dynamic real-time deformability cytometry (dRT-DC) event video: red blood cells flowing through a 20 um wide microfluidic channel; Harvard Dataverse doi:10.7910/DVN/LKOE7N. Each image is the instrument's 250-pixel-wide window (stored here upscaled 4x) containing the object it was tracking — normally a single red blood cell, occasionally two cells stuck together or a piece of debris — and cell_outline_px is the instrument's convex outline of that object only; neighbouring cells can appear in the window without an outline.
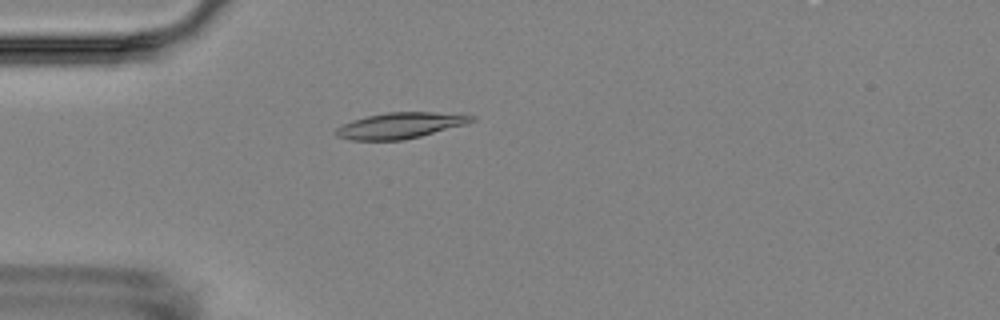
{"species": "Egyptian fruit bat (a non-hibernating species)", "species_latin": "Rousettus aegyptiacus", "temperature_condition": "room temperature", "stored_images_in_passage": 4, "camera_frame_rate_fps": 3000, "um_per_image_px": 0.085, "animal": {"sex": "female"}, "frame": {"image": 1, "passage_image": 4, "time_ms": 4.0, "image_size_px": [1000, 320], "cell_outline_px": [[476, 120], [464, 124], [420, 136], [404, 140], [352, 140], [336, 136], [332, 132], [336, 128], [352, 120], [368, 116], [388, 112], [464, 112], [476, 116]], "centroid_in_image_um": [34.07, 10.65], "position_along_channel_um": 50.9, "area_um2": 20.69}}